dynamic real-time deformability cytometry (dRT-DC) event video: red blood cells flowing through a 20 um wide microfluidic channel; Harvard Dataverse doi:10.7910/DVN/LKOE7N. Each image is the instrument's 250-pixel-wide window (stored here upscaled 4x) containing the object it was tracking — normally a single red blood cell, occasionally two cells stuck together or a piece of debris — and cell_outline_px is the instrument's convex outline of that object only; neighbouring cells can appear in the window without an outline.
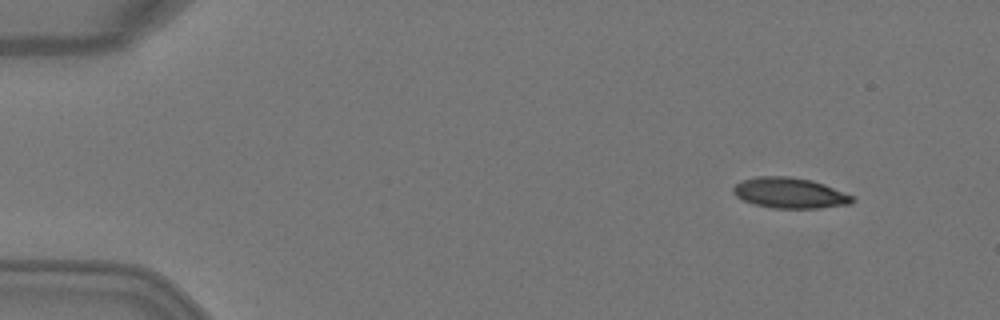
{"species": "Egyptian fruit bat (a non-hibernating species)", "species_latin": "Rousettus aegyptiacus", "temperature_condition": "warm", "stored_images_in_passage": 4, "camera_frame_rate_fps": 3000, "um_per_image_px": 0.085, "animal": {"sex": "female"}, "frame": {"image": 1, "passage_image": 1, "time_ms": 0.0, "image_size_px": [1000, 320], "cell_outline_px": [[856, 200], [852, 204], [820, 208], [772, 208], [752, 204], [736, 196], [732, 192], [732, 188], [740, 180], [756, 176], [788, 176], [812, 180], [824, 184], [852, 196]], "centroid_in_image_um": [67.11, 16.4], "position_along_channel_um": 17.9, "area_um2": 21.39}}